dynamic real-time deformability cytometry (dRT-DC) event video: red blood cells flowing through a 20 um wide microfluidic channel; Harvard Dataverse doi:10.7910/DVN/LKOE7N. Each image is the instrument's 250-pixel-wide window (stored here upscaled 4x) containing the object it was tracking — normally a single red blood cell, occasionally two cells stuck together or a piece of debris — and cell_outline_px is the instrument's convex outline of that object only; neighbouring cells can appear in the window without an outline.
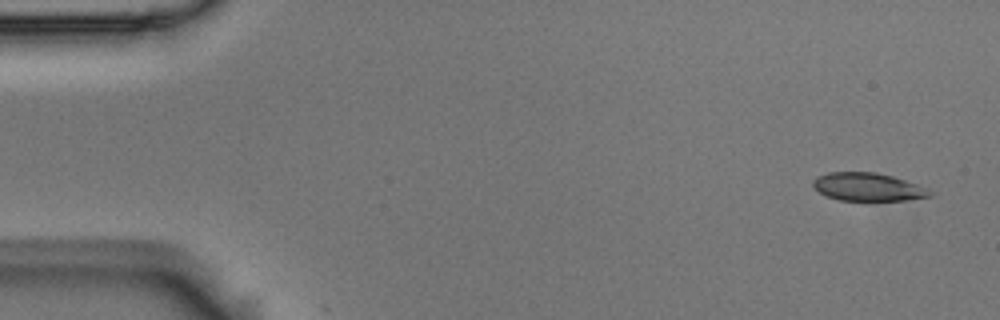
{"species": "Egyptian fruit bat (a non-hibernating species)", "species_latin": "Rousettus aegyptiacus", "temperature_condition": "room temperature", "stored_images_in_passage": 2, "camera_frame_rate_fps": 3000, "um_per_image_px": 0.085, "animal": {"sex": "male"}, "frame": {"image": 1, "passage_image": 1, "time_ms": 0.0, "image_size_px": [1000, 320], "cell_outline_px": [[936, 192], [932, 196], [904, 200], [840, 200], [828, 196], [820, 192], [812, 184], [812, 180], [816, 176], [828, 172], [876, 172], [892, 176], [928, 188]], "centroid_in_image_um": [73.79, 15.88], "position_along_channel_um": 11.2, "area_um2": 19.07}}